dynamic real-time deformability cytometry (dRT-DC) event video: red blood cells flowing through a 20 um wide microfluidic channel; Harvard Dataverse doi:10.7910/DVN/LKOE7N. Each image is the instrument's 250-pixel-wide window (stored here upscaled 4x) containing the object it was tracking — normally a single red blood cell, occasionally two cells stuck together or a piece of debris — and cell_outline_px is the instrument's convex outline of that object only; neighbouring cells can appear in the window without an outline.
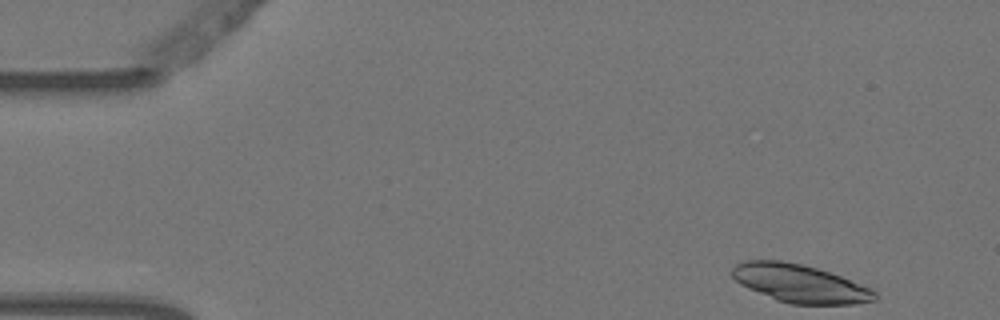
{"species": "Egyptian fruit bat (a non-hibernating species)", "species_latin": "Rousettus aegyptiacus", "temperature_condition": "warm", "stored_images_in_passage": 4, "camera_frame_rate_fps": 3000, "um_per_image_px": 0.085, "animal": {"sex": "female"}, "frame": {"image": 1, "passage_image": 1, "time_ms": 0.0, "image_size_px": [1000, 320], "cell_outline_px": [[876, 300], [856, 304], [792, 304], [776, 300], [748, 288], [740, 284], [732, 276], [732, 268], [736, 264], [744, 260], [780, 260], [800, 264], [816, 268], [840, 276], [872, 288], [876, 292]], "centroid_in_image_um": [67.98, 24.1], "position_along_channel_um": 17.0, "area_um2": 31.5}}